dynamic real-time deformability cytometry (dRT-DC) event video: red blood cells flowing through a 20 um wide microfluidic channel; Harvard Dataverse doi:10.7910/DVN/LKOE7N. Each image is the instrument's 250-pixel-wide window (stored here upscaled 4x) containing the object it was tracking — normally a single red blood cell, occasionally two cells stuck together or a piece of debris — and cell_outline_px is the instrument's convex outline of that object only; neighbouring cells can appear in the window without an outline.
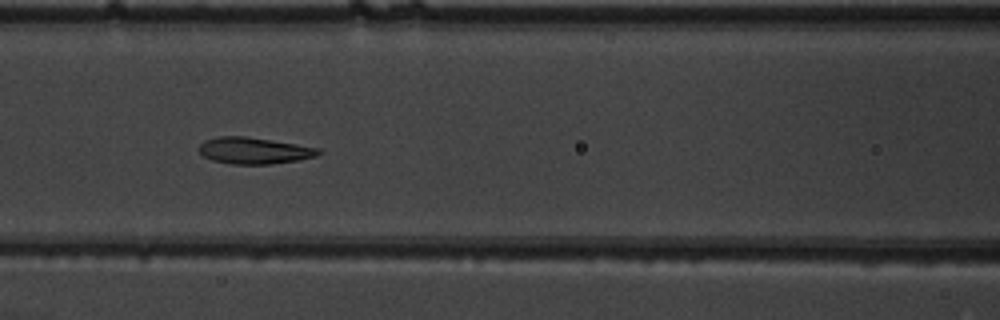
{"species": "common noctule bat (a hibernating species)", "species_latin": "Nyctalus noctula", "temperature_condition": "warm", "stored_images_in_passage": 8, "camera_frame_rate_fps": 3000, "um_per_image_px": 0.085, "animal": {"sex": "male", "body_mass_g": 19.5, "forearm_length_mm": 54.6}, "frame": {"image": 1, "passage_image": 7, "time_ms": 2.0, "image_size_px": [1000, 320], "cell_outline_px": [[324, 152], [316, 156], [300, 160], [272, 164], [232, 164], [212, 160], [204, 156], [200, 152], [200, 144], [204, 140], [216, 136], [244, 136], [296, 144], [320, 148]], "centroid_in_image_um": [21.63, 12.8], "position_along_channel_um": 145.0, "area_um2": 18.5}}
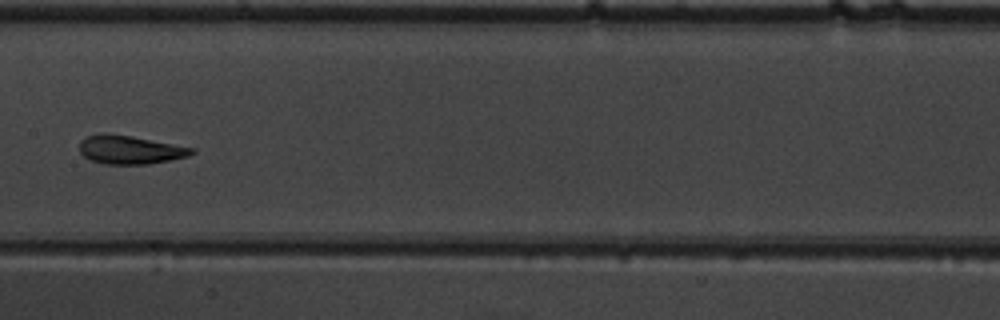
{"frame": {"image": 2, "passage_image": 8, "time_ms": 2.333, "image_size_px": [1000, 320], "cell_outline_px": [[196, 152], [188, 156], [148, 164], [104, 164], [92, 160], [84, 156], [80, 152], [80, 140], [88, 136], [104, 132], [132, 136], [196, 148]], "centroid_in_image_um": [11.06, 12.72], "position_along_channel_um": 196.3, "area_um2": 18.67}}